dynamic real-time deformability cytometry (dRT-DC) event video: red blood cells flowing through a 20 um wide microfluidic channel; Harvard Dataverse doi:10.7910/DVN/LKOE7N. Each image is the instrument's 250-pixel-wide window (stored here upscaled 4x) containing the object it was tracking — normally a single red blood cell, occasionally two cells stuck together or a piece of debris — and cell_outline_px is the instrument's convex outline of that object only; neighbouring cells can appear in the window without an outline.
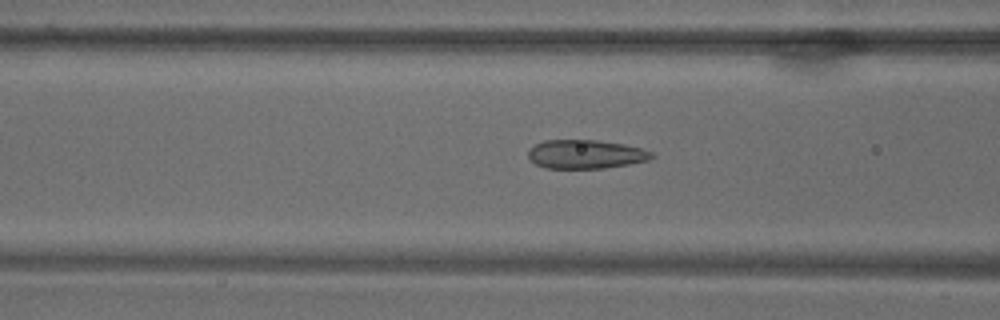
{"species": "common noctule bat (a hibernating species)", "species_latin": "Nyctalus noctula", "temperature_condition": "warm", "stored_images_in_passage": 70, "camera_frame_rate_fps": 3000, "um_per_image_px": 0.085, "animal": {"sex": "male", "body_mass_g": 18.8}, "frame": {"image": 1, "passage_image": 29, "time_ms": 9.333, "image_size_px": [1000, 320], "cell_outline_px": [[656, 156], [648, 160], [628, 164], [604, 168], [544, 168], [536, 164], [528, 156], [528, 148], [544, 140], [596, 140], [624, 144], [640, 148], [652, 152]], "centroid_in_image_um": [49.77, 13.1], "position_along_channel_um": 116.8, "area_um2": 20.69}}
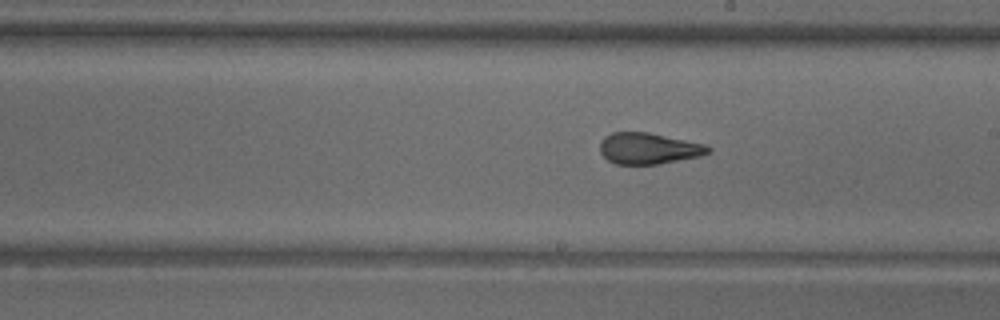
{"frame": {"image": 2, "passage_image": 41, "time_ms": 13.333, "image_size_px": [1000, 320], "cell_outline_px": [[712, 152], [700, 156], [656, 164], [616, 164], [608, 160], [600, 152], [600, 140], [604, 136], [612, 132], [648, 132], [708, 144], [712, 148]], "centroid_in_image_um": [55.16, 12.6], "position_along_channel_um": 233.8, "area_um2": 19.88}}
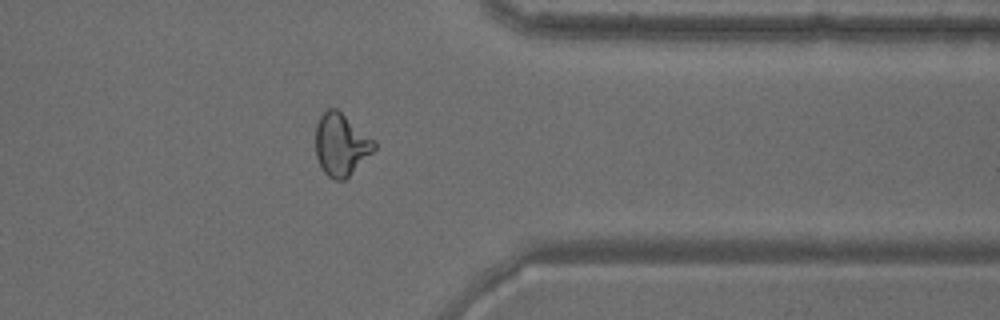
{"frame": {"image": 3, "passage_image": 57, "time_ms": 18.667, "image_size_px": [1000, 320], "cell_outline_px": [[376, 148], [344, 180], [336, 180], [328, 176], [324, 172], [316, 156], [316, 124], [320, 116], [328, 108], [336, 108], [376, 140]], "centroid_in_image_um": [28.99, 12.27], "position_along_channel_um": 382.4, "area_um2": 21.1}}